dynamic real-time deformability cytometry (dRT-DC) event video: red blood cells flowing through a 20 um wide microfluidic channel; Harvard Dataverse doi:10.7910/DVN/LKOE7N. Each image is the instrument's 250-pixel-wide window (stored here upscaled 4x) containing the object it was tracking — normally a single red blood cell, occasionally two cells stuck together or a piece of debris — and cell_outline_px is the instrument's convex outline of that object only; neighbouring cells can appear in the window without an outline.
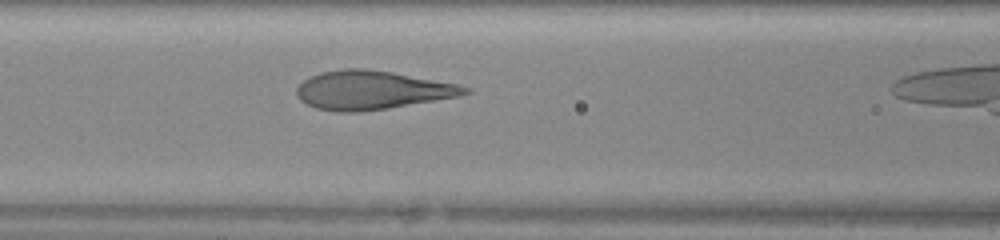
{"species": "human", "species_latin": "Homo sapiens", "temperature_condition": "warm", "stored_images_in_passage": 14, "camera_frame_rate_fps": 3000, "um_per_image_px": 0.085, "donor": {"sex": "female"}, "frame": {"image": 1, "passage_image": 7, "time_ms": 2.0, "image_size_px": [1000, 240], "cell_outline_px": [[472, 92], [460, 96], [388, 108], [360, 112], [336, 112], [316, 108], [300, 100], [296, 96], [296, 88], [308, 76], [320, 72], [340, 68], [368, 68], [392, 72], [456, 84], [472, 88]], "centroid_in_image_um": [31.58, 7.65], "position_along_channel_um": 135.0, "area_um2": 38.09}}